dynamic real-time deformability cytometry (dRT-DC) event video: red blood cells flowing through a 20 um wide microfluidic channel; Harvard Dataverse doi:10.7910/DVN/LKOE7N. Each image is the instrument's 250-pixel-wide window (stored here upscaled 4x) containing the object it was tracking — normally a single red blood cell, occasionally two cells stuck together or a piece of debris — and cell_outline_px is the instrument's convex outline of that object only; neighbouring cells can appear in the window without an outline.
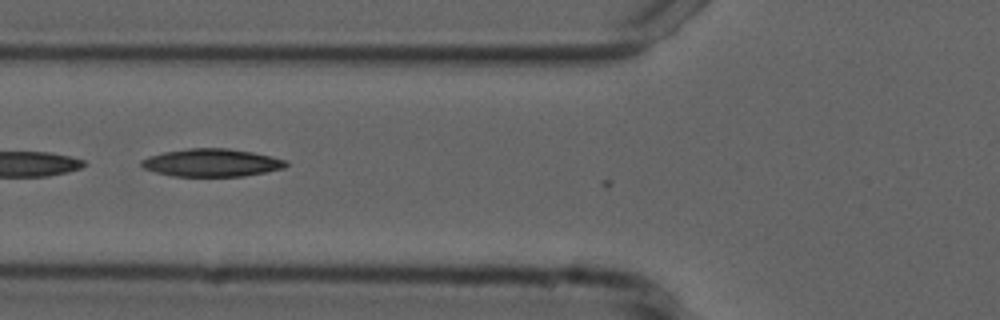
{"species": "common noctule bat (a hibernating species)", "species_latin": "Nyctalus noctula", "temperature_condition": "cold", "stored_images_in_passage": 7, "camera_frame_rate_fps": 3000, "um_per_image_px": 0.085, "animal": {"sex": "male", "forearm_length_mm": 52.5}, "frame": {"image": 1, "passage_image": 6, "time_ms": 1.667, "image_size_px": [1000, 320], "cell_outline_px": [[288, 164], [284, 168], [244, 176], [172, 176], [156, 172], [144, 168], [140, 164], [140, 160], [148, 156], [164, 152], [188, 148], [228, 148], [252, 152], [272, 156], [288, 160]], "centroid_in_image_um": [18.0, 13.82], "position_along_channel_um": 107.8, "area_um2": 23.47}}